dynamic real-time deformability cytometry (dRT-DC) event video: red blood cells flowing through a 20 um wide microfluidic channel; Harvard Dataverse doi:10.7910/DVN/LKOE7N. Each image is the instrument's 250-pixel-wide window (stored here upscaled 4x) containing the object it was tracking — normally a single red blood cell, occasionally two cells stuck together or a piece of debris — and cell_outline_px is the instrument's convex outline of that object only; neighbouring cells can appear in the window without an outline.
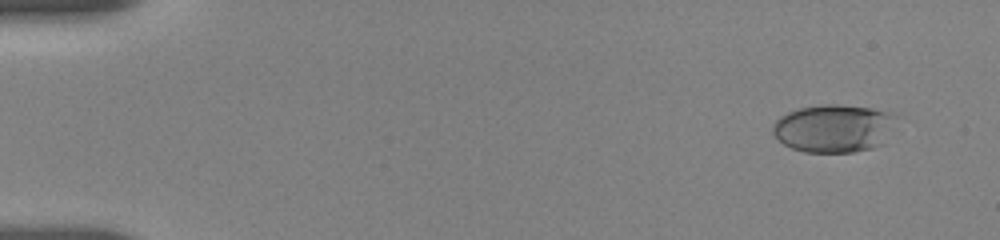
{"species": "human", "species_latin": "Homo sapiens", "temperature_condition": "room temperature", "stored_images_in_passage": 11, "camera_frame_rate_fps": 3000, "um_per_image_px": 0.085, "donor": {"sex": "female"}, "frame": {"image": 1, "passage_image": 4, "time_ms": 1.333, "image_size_px": [1000, 240], "cell_outline_px": [[896, 116], [880, 144], [872, 148], [852, 152], [804, 152], [792, 148], [784, 144], [772, 132], [772, 124], [780, 116], [796, 108], [820, 104], [836, 104], [868, 108], [884, 112]], "centroid_in_image_um": [70.75, 10.9], "position_along_channel_um": 14.2, "area_um2": 33.87}}